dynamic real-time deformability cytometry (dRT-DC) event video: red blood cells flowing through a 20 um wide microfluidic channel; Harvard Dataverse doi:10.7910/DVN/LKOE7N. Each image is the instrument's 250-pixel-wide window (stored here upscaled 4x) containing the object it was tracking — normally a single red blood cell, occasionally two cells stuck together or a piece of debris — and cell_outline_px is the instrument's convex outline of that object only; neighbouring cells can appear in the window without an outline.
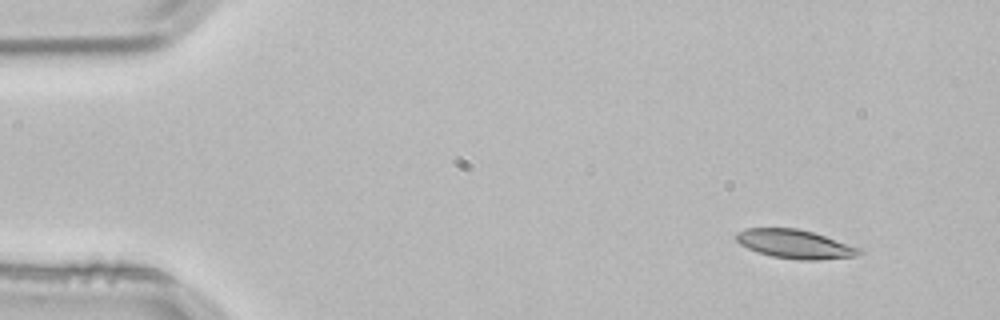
{"species": "common noctule bat (a hibernating species)", "species_latin": "Nyctalus noctula", "temperature_condition": "room temperature", "stored_images_in_passage": 3, "camera_frame_rate_fps": 3000, "um_per_image_px": 0.085, "animal": {"sex": "male", "body_mass_g": 21.5, "forearm_length_mm": 52.0}, "frame": {"image": 1, "passage_image": 1, "time_ms": 0.0, "image_size_px": [1000, 320], "cell_outline_px": [[864, 252], [856, 256], [820, 260], [800, 260], [772, 256], [748, 248], [740, 244], [736, 240], [736, 232], [744, 228], [796, 228], [812, 232], [860, 248]], "centroid_in_image_um": [67.56, 20.74], "position_along_channel_um": 17.4, "area_um2": 20.46}}
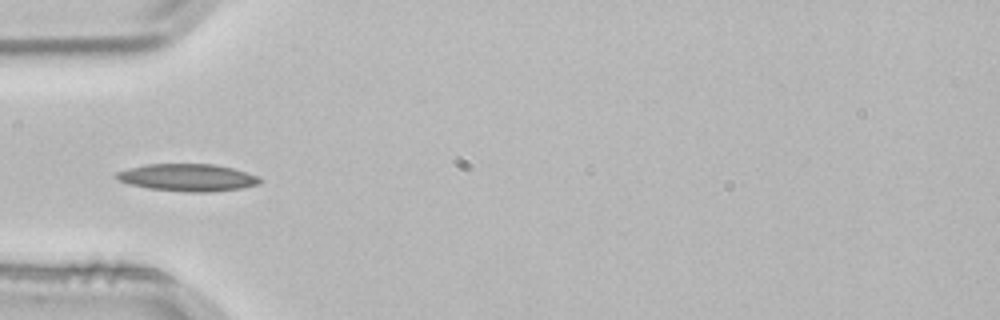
{"frame": {"image": 2, "passage_image": 3, "time_ms": 0.667, "image_size_px": [1000, 320], "cell_outline_px": [[264, 180], [256, 184], [240, 188], [208, 192], [184, 192], [148, 188], [128, 184], [116, 180], [112, 176], [116, 172], [128, 168], [144, 164], [216, 164], [232, 168], [260, 176]], "centroid_in_image_um": [15.89, 15.08], "position_along_channel_um": 69.1, "area_um2": 23.06}}